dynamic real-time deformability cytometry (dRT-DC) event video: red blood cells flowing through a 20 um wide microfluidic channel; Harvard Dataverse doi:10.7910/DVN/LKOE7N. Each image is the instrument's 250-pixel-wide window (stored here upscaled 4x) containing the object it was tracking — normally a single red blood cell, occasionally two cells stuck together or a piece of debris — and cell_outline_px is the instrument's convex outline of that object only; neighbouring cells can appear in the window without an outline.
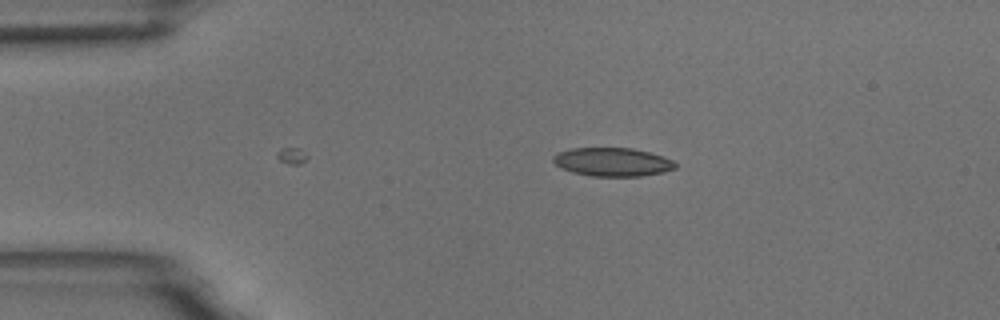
{"species": "common noctule bat (a hibernating species)", "species_latin": "Nyctalus noctula", "temperature_condition": "room temperature", "stored_images_in_passage": 40, "camera_frame_rate_fps": 3000, "um_per_image_px": 0.085, "animal": {"sex": "male", "body_mass_g": 18.8}, "frame": {"image": 1, "passage_image": 1, "time_ms": 0.0, "image_size_px": [1000, 320], "cell_outline_px": [[676, 168], [664, 172], [640, 176], [592, 176], [572, 172], [560, 168], [552, 160], [552, 156], [556, 152], [572, 148], [632, 148], [664, 156], [672, 160], [676, 164]], "centroid_in_image_um": [52.03, 13.76], "position_along_channel_um": 33.0, "area_um2": 20.4}}
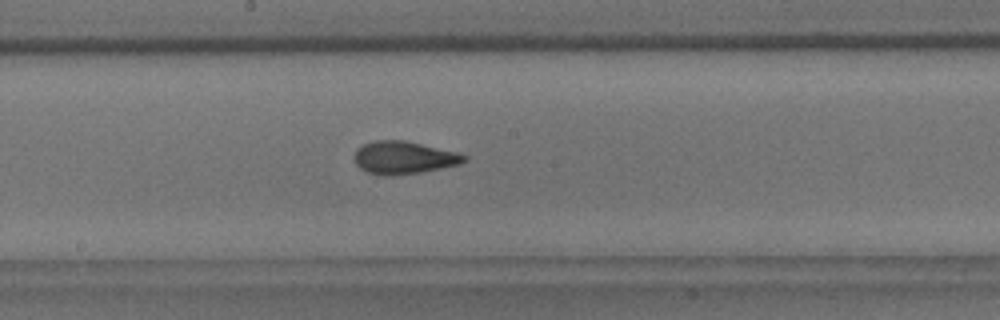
{"frame": {"image": 2, "passage_image": 19, "time_ms": 6.0, "image_size_px": [1000, 320], "cell_outline_px": [[468, 160], [460, 164], [420, 172], [388, 176], [384, 176], [368, 172], [360, 168], [356, 164], [356, 148], [364, 144], [376, 140], [404, 140], [456, 152], [468, 156]], "centroid_in_image_um": [34.33, 13.4], "position_along_channel_um": 213.9, "area_um2": 20.69}}
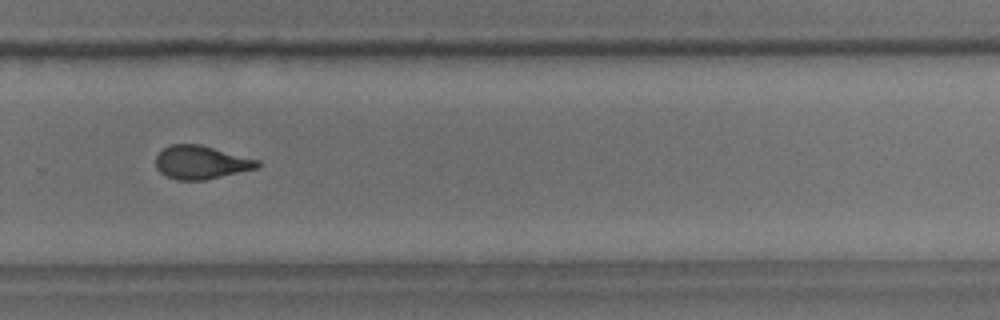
{"frame": {"image": 3, "passage_image": 27, "time_ms": 8.667, "image_size_px": [1000, 320], "cell_outline_px": [[260, 164], [256, 168], [204, 180], [176, 180], [160, 172], [156, 168], [156, 156], [164, 148], [172, 144], [200, 144], [260, 160]], "centroid_in_image_um": [17.08, 13.79], "position_along_channel_um": 312.7, "area_um2": 19.59}, "authors_computed_cell_mechanics": {"area_um2": 20.0566, "velocity_mm_per_s": 3.7297, "shape_relaxation_time_tau1_ms": 7.5481, "shape_relaxation_time_tau2_ms": 1.3782, "deformation_change_tau1": 0.1913, "deformation_change_tau2": 0.0817}}